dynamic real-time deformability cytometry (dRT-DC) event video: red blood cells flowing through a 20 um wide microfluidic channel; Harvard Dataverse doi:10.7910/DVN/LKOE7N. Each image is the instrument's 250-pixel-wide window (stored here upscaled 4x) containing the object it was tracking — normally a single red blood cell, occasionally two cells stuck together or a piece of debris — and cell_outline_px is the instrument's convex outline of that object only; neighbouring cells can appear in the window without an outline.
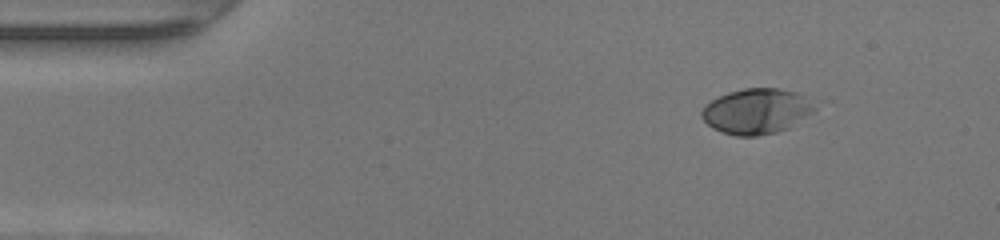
{"species": "human", "species_latin": "Homo sapiens", "temperature_condition": "warm", "stored_images_in_passage": 43, "camera_frame_rate_fps": 3000, "um_per_image_px": 0.085, "donor": {"sex": "female"}, "frame": {"image": 1, "passage_image": 1, "time_ms": 0.0, "image_size_px": [1000, 240], "cell_outline_px": [[816, 108], [812, 112], [788, 128], [776, 132], [756, 136], [736, 136], [720, 132], [712, 128], [700, 116], [700, 112], [704, 104], [728, 92], [744, 88], [776, 88], [796, 92]], "centroid_in_image_um": [64.21, 9.46], "position_along_channel_um": 20.8, "area_um2": 29.54}}
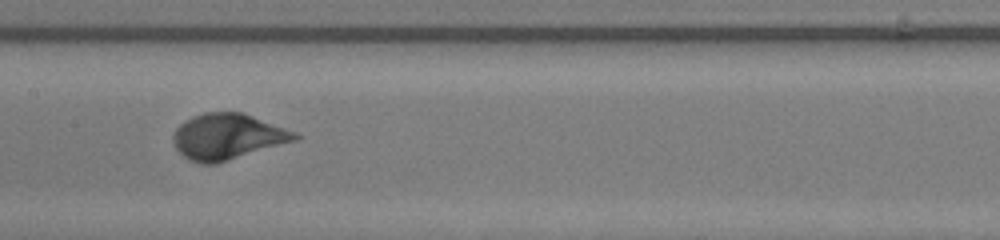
{"frame": {"image": 2, "passage_image": 19, "time_ms": 6.0, "image_size_px": [1000, 240], "cell_outline_px": [[300, 136], [296, 140], [216, 164], [200, 164], [188, 160], [176, 148], [172, 140], [172, 136], [176, 128], [180, 124], [192, 116], [204, 112], [240, 112], [252, 116], [296, 132]], "centroid_in_image_um": [19.3, 11.62], "position_along_channel_um": 188.1, "area_um2": 32.31}}
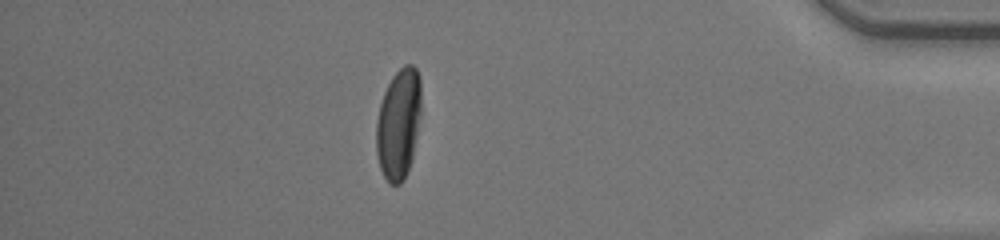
{"frame": {"image": 3, "passage_image": 37, "time_ms": 12.0, "image_size_px": [1000, 240], "cell_outline_px": [[420, 116], [412, 160], [400, 184], [388, 184], [380, 168], [376, 152], [376, 120], [380, 104], [384, 92], [392, 76], [404, 64], [412, 64], [416, 68], [420, 76]], "centroid_in_image_um": [33.87, 10.51], "position_along_channel_um": 401.3, "area_um2": 28.96}, "authors_computed_cell_mechanics": {"area_um2": 29.9982, "velocity_mm_per_s": 4.3056, "shape_relaxation_time_tau1_ms": 2.6787, "shape_relaxation_time_tau2_ms": null, "deformation_change_tau1": 0.1897, "deformation_change_tau2": null}}